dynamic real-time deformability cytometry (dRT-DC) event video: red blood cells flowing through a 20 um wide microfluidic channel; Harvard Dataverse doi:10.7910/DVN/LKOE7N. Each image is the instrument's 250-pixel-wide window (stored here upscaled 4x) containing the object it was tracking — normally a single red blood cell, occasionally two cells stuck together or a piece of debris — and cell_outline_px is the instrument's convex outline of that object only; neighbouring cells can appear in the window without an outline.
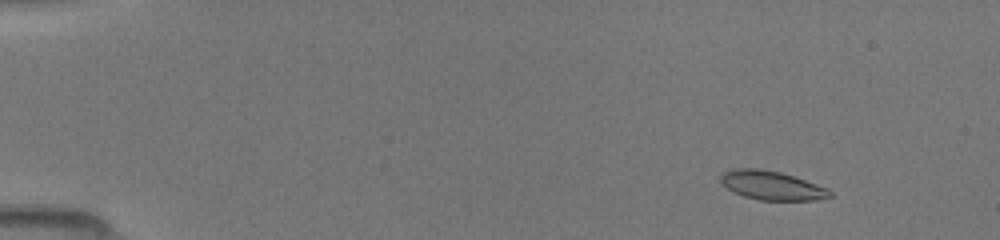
{"species": "common noctule bat (a hibernating species)", "species_latin": "Nyctalus noctula", "temperature_condition": "room temperature", "stored_images_in_passage": 23, "camera_frame_rate_fps": 3000, "um_per_image_px": 0.085, "animal": {"sex": "female", "body_mass_g": 19.5, "forearm_length_mm": 54.1}, "frame": {"image": 1, "passage_image": 5, "time_ms": 1.667, "image_size_px": [1000, 240], "cell_outline_px": [[832, 196], [812, 200], [760, 200], [744, 196], [728, 188], [720, 180], [720, 176], [724, 172], [740, 168], [756, 168], [780, 172], [828, 188], [832, 192]], "centroid_in_image_um": [65.61, 15.76], "position_along_channel_um": 19.4, "area_um2": 17.98}}
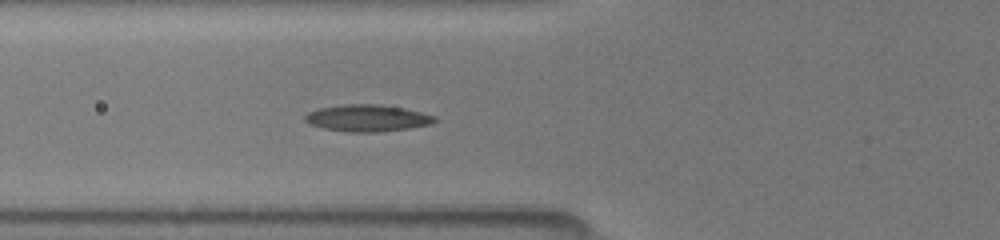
{"frame": {"image": 2, "passage_image": 18, "time_ms": 6.333, "image_size_px": [1000, 240], "cell_outline_px": [[436, 120], [432, 124], [408, 128], [380, 132], [348, 132], [324, 128], [312, 124], [304, 120], [304, 116], [308, 112], [320, 108], [344, 104], [376, 104], [404, 108], [436, 116]], "centroid_in_image_um": [31.23, 10.04], "position_along_channel_um": 94.6, "area_um2": 20.11}}
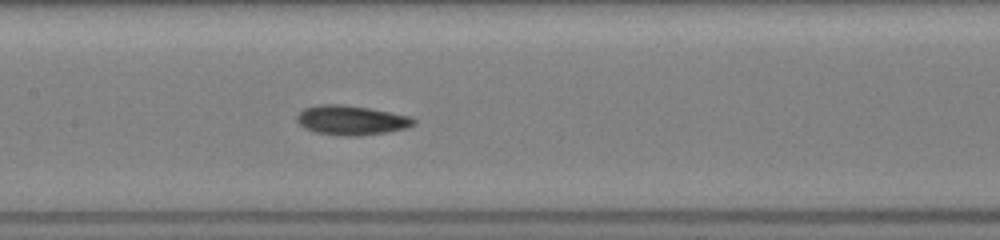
{"frame": {"image": 3, "passage_image": 23, "time_ms": 8.333, "image_size_px": [1000, 240], "cell_outline_px": [[416, 124], [408, 128], [360, 136], [340, 136], [316, 132], [304, 128], [296, 120], [296, 116], [304, 108], [320, 104], [344, 104], [368, 108], [408, 116], [416, 120]], "centroid_in_image_um": [29.84, 10.22], "position_along_channel_um": 177.6, "area_um2": 20.06}}